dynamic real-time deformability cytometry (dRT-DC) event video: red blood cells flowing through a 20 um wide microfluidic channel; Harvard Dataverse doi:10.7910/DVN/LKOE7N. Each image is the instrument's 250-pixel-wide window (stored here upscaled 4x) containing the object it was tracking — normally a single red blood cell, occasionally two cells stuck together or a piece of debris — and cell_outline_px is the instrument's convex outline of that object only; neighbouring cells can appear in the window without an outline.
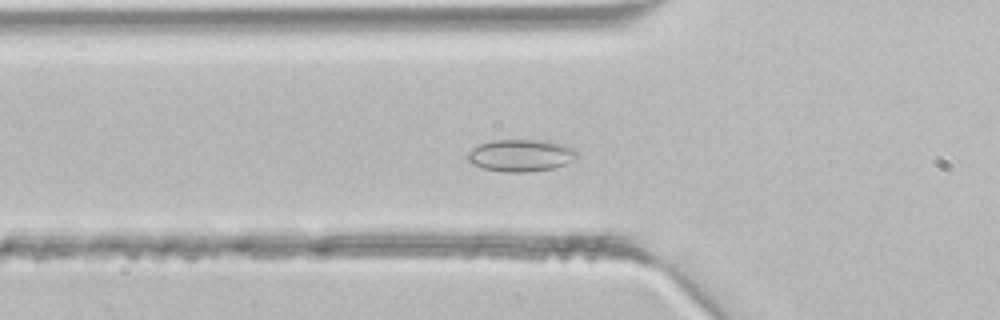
{"species": "common noctule bat (a hibernating species)", "species_latin": "Nyctalus noctula", "temperature_condition": "room temperature", "stored_images_in_passage": 3, "camera_frame_rate_fps": 3000, "um_per_image_px": 0.085, "animal": {"sex": "male", "body_mass_g": 21.5, "forearm_length_mm": 52.0}, "frame": {"image": 1, "passage_image": 3, "time_ms": 0.667, "image_size_px": [1000, 320], "cell_outline_px": [[580, 156], [564, 164], [552, 168], [524, 172], [504, 172], [484, 168], [472, 164], [464, 156], [472, 148], [480, 144], [492, 140], [540, 140], [564, 144], [576, 148]], "centroid_in_image_um": [44.27, 13.2], "position_along_channel_um": 81.5, "area_um2": 20.58}}